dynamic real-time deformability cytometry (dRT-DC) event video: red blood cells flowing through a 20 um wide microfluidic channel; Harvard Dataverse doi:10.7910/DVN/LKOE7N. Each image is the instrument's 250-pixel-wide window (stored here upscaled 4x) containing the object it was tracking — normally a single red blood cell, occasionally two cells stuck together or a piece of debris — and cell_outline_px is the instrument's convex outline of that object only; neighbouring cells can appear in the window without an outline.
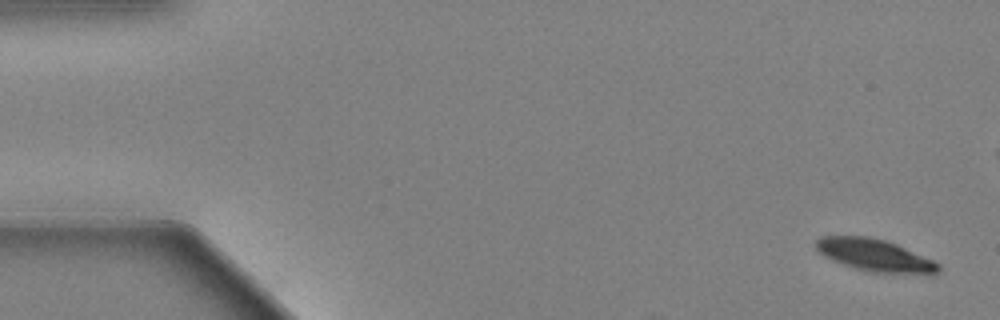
{"species": "Egyptian fruit bat (a non-hibernating species)", "species_latin": "Rousettus aegyptiacus", "temperature_condition": "warm", "stored_images_in_passage": 57, "camera_frame_rate_fps": 3000, "um_per_image_px": 0.085, "animal": {"sex": "female"}, "frame": {"image": 1, "passage_image": 1, "time_ms": 0.0, "image_size_px": [1000, 320], "cell_outline_px": [[940, 272], [872, 272], [856, 268], [832, 260], [824, 256], [816, 248], [816, 240], [820, 236], [868, 236], [884, 240], [896, 244], [932, 260], [940, 264]], "centroid_in_image_um": [74.28, 21.66], "position_along_channel_um": 10.7, "area_um2": 22.2}}
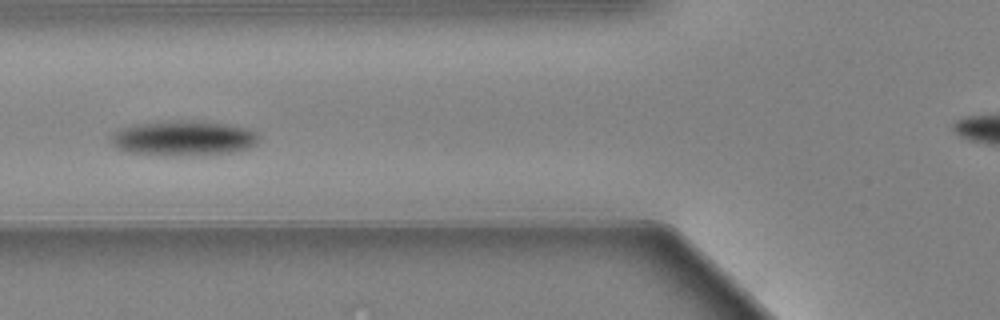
{"frame": {"image": 2, "passage_image": 21, "time_ms": 6.667, "image_size_px": [1000, 320], "cell_outline_px": [[260, 136], [256, 144], [248, 148], [232, 152], [180, 156], [164, 156], [124, 152], [116, 148], [112, 144], [108, 136], [112, 132], [120, 128], [136, 124], [180, 120], [200, 120], [248, 128], [256, 132]], "centroid_in_image_um": [15.53, 11.75], "position_along_channel_um": 110.3, "area_um2": 30.69}}
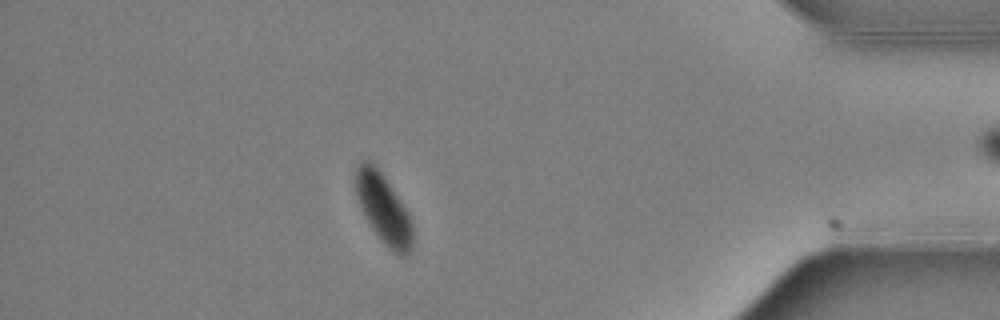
{"frame": {"image": 3, "passage_image": 49, "time_ms": 16.0, "image_size_px": [1000, 320], "cell_outline_px": [[412, 244], [408, 256], [400, 256], [384, 244], [372, 228], [356, 196], [356, 168], [364, 160], [368, 160], [384, 176], [408, 212], [412, 224]], "centroid_in_image_um": [32.62, 17.77], "position_along_channel_um": 402.6, "area_um2": 22.43}, "authors_computed_cell_mechanics": {"area_um2": 27.6862, "velocity_mm_per_s": 3.5784, "shape_relaxation_time_tau1_ms": 2.4018, "shape_relaxation_time_tau2_ms": null, "deformation_change_tau1": 0.1338, "deformation_change_tau2": null}}